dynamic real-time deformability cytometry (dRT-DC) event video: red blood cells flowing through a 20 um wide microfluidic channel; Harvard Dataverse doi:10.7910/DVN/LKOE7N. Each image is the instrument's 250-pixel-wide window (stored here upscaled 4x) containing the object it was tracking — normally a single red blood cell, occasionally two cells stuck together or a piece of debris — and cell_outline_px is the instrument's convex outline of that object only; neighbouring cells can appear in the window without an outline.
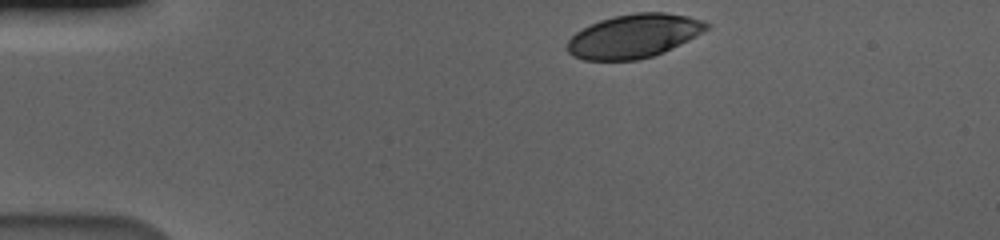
{"species": "human", "species_latin": "Homo sapiens", "temperature_condition": "cold", "stored_images_in_passage": 39, "camera_frame_rate_fps": 3000, "um_per_image_px": 0.085, "donor": {"sex": "male"}, "frame": {"image": 1, "passage_image": 1, "time_ms": 0.0, "image_size_px": [1000, 240], "cell_outline_px": [[708, 28], [688, 40], [664, 52], [652, 56], [636, 60], [584, 60], [572, 56], [568, 52], [568, 40], [576, 32], [600, 20], [616, 16], [636, 12], [664, 12], [688, 16], [704, 20], [708, 24]], "centroid_in_image_um": [53.88, 3.06], "position_along_channel_um": 31.1, "area_um2": 35.14}}
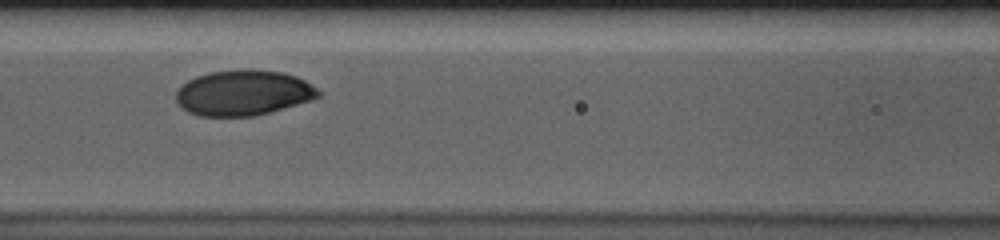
{"frame": {"image": 2, "passage_image": 16, "time_ms": 5.0, "image_size_px": [1000, 240], "cell_outline_px": [[324, 92], [320, 96], [296, 104], [268, 112], [252, 116], [200, 116], [188, 112], [176, 100], [176, 92], [188, 80], [196, 76], [208, 72], [244, 68], [252, 68], [284, 72], [296, 76], [304, 80]], "centroid_in_image_um": [20.69, 7.86], "position_along_channel_um": 145.9, "area_um2": 37.69}}
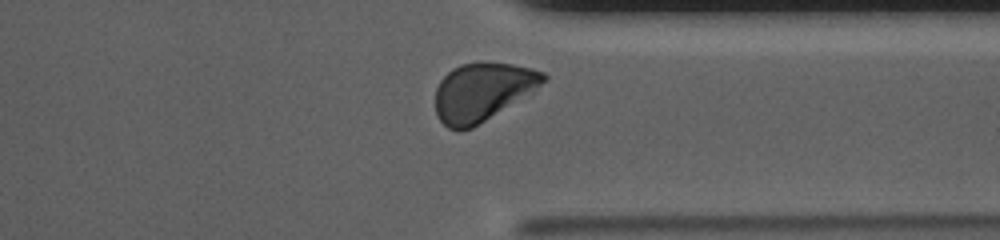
{"frame": {"image": 3, "passage_image": 35, "time_ms": 11.333, "image_size_px": [1000, 240], "cell_outline_px": [[548, 80], [532, 92], [472, 128], [460, 132], [456, 132], [448, 128], [436, 116], [436, 88], [440, 80], [452, 68], [460, 64], [480, 60], [484, 60], [512, 64], [532, 68], [544, 72], [548, 76]], "centroid_in_image_um": [41.01, 7.78], "position_along_channel_um": 370.4, "area_um2": 37.17}, "authors_computed_cell_mechanics": {"area_um2": 37.3388, "velocity_mm_per_s": 3.5573, "shape_relaxation_time_tau1_ms": 3.5049, "shape_relaxation_time_tau2_ms": null, "deformation_change_tau1": 0.1331, "deformation_change_tau2": null}}